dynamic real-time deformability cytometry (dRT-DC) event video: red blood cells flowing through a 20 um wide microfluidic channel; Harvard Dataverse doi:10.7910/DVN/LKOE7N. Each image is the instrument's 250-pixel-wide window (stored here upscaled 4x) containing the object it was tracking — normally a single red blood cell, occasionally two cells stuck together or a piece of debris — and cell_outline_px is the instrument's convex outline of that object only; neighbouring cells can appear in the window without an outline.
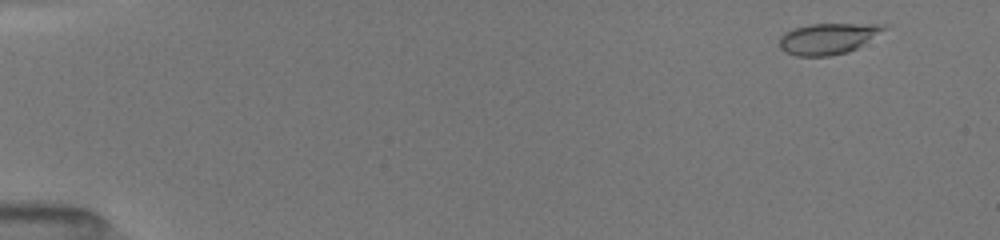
{"species": "common noctule bat (a hibernating species)", "species_latin": "Nyctalus noctula", "temperature_condition": "room temperature", "stored_images_in_passage": 31, "camera_frame_rate_fps": 3000, "um_per_image_px": 0.085, "animal": {"sex": "female", "body_mass_g": 19.5, "forearm_length_mm": 54.1}, "frame": {"image": 1, "passage_image": 2, "time_ms": 0.667, "image_size_px": [1000, 240], "cell_outline_px": [[888, 28], [856, 48], [848, 52], [828, 56], [796, 56], [784, 52], [780, 48], [780, 36], [784, 32], [792, 28], [808, 24], [888, 24]], "centroid_in_image_um": [70.34, 3.28], "position_along_channel_um": 14.7, "area_um2": 18.96}}
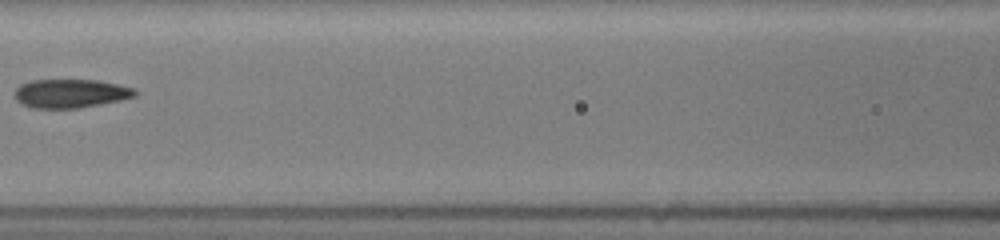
{"frame": {"image": 2, "passage_image": 15, "time_ms": 7.667, "image_size_px": [1000, 240], "cell_outline_px": [[136, 96], [120, 100], [80, 108], [32, 108], [20, 104], [16, 100], [16, 88], [20, 84], [32, 80], [96, 80], [116, 84], [132, 88], [136, 92]], "centroid_in_image_um": [5.96, 7.95], "position_along_channel_um": 160.6, "area_um2": 20.0}}
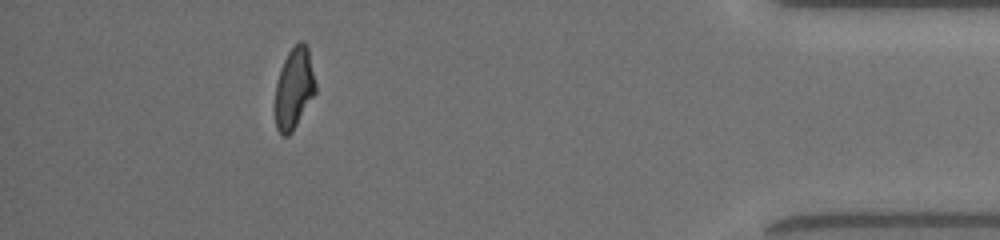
{"frame": {"image": 3, "passage_image": 28, "time_ms": 15.0, "image_size_px": [1000, 240], "cell_outline_px": [[316, 92], [292, 132], [288, 136], [280, 136], [276, 128], [276, 84], [284, 60], [288, 52], [300, 40], [304, 40], [308, 48], [316, 84]], "centroid_in_image_um": [25.01, 7.51], "position_along_channel_um": 410.2, "area_um2": 18.96}, "authors_computed_cell_mechanics": {"area_um2": 19.8832, "velocity_mm_per_s": 4.0418, "shape_relaxation_time_tau1_ms": 5.4972, "shape_relaxation_time_tau2_ms": 1.9631, "deformation_change_tau1": 0.1726, "deformation_change_tau2": 0.0777}}